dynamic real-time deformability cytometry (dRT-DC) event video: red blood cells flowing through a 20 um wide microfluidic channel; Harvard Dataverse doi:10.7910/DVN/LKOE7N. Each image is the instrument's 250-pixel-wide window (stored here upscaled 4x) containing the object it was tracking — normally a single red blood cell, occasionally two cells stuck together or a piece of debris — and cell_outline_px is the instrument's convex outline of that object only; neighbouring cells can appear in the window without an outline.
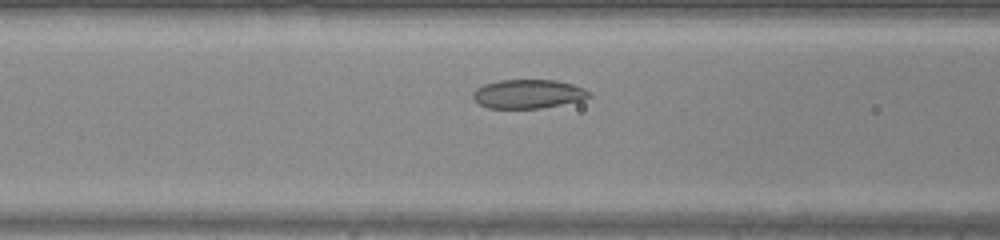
{"species": "common noctule bat (a hibernating species)", "species_latin": "Nyctalus noctula", "temperature_condition": "warm", "stored_images_in_passage": 29, "camera_frame_rate_fps": 3000, "um_per_image_px": 0.085, "animal": {"sex": "male", "body_mass_g": 20.0, "forearm_length_mm": 53.3}, "frame": {"image": 1, "passage_image": 8, "time_ms": 2.333, "image_size_px": [1000, 240], "cell_outline_px": [[592, 96], [580, 100], [540, 108], [488, 108], [480, 104], [472, 96], [472, 92], [476, 88], [484, 84], [500, 80], [556, 80], [572, 84], [584, 88]], "centroid_in_image_um": [44.86, 7.97], "position_along_channel_um": 121.7, "area_um2": 19.36}}
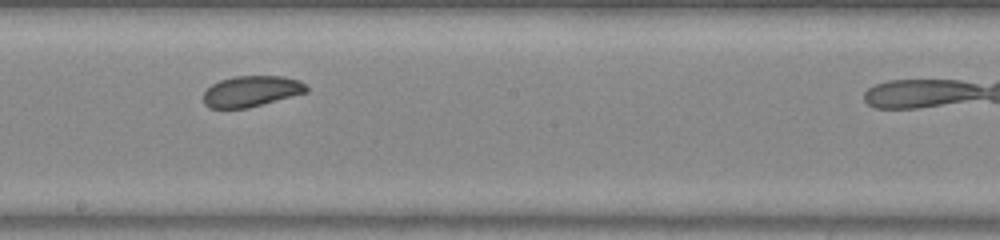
{"frame": {"image": 2, "passage_image": 15, "time_ms": 4.667, "image_size_px": [1000, 240], "cell_outline_px": [[308, 92], [248, 108], [208, 108], [204, 104], [204, 92], [212, 84], [220, 80], [236, 76], [280, 76], [300, 80], [308, 88]], "centroid_in_image_um": [21.36, 7.76], "position_along_channel_um": 226.8, "area_um2": 18.5}}
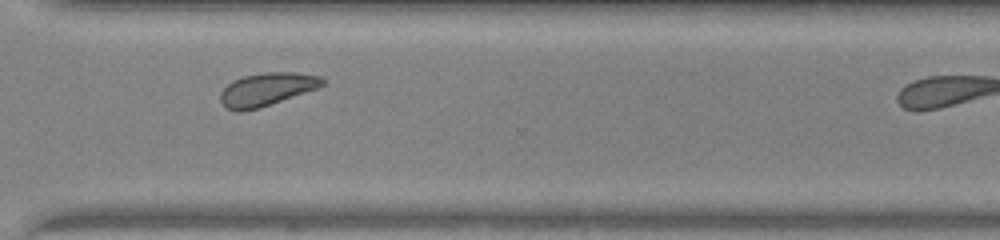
{"frame": {"image": 3, "passage_image": 23, "time_ms": 7.333, "image_size_px": [1000, 240], "cell_outline_px": [[328, 80], [320, 88], [260, 108], [240, 112], [236, 112], [228, 108], [220, 100], [220, 92], [232, 80], [244, 76], [264, 72], [296, 72], [320, 76]], "centroid_in_image_um": [22.72, 7.59], "position_along_channel_um": 347.9, "area_um2": 19.94}}